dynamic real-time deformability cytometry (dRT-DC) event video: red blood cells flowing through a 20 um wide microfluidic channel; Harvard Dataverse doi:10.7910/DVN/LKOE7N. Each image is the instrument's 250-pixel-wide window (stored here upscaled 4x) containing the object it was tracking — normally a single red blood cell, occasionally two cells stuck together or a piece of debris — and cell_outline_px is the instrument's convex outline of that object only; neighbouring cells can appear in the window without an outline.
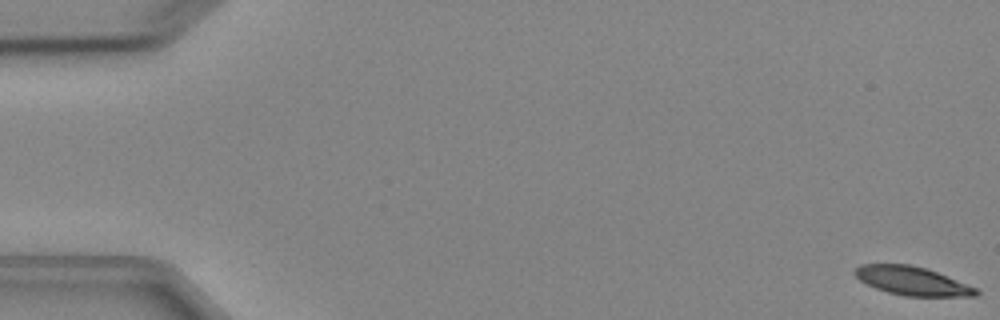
{"species": "Egyptian fruit bat (a non-hibernating species)", "species_latin": "Rousettus aegyptiacus", "temperature_condition": "cold", "stored_images_in_passage": 5, "camera_frame_rate_fps": 3000, "um_per_image_px": 0.085, "animal": {"sex": "female"}, "frame": {"image": 1, "passage_image": 1, "time_ms": 0.0, "image_size_px": [1000, 320], "cell_outline_px": [[980, 292], [976, 296], [904, 296], [888, 292], [876, 288], [860, 280], [852, 272], [852, 268], [860, 264], [912, 264], [928, 268], [976, 288]], "centroid_in_image_um": [77.5, 23.86], "position_along_channel_um": 7.5, "area_um2": 20.29}}
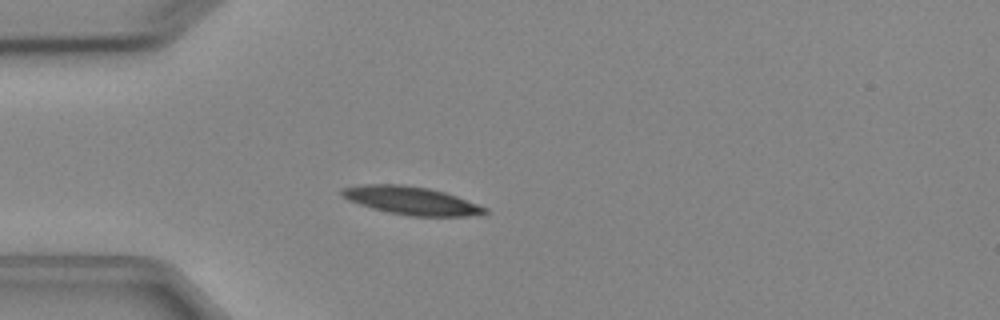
{"frame": {"image": 2, "passage_image": 5, "time_ms": 4.667, "image_size_px": [1000, 320], "cell_outline_px": [[488, 212], [480, 216], [408, 216], [388, 212], [372, 208], [348, 200], [340, 196], [340, 192], [344, 188], [364, 184], [400, 184], [428, 188], [444, 192], [456, 196], [488, 208]], "centroid_in_image_um": [34.98, 17.06], "position_along_channel_um": 50.0, "area_um2": 23.41}}